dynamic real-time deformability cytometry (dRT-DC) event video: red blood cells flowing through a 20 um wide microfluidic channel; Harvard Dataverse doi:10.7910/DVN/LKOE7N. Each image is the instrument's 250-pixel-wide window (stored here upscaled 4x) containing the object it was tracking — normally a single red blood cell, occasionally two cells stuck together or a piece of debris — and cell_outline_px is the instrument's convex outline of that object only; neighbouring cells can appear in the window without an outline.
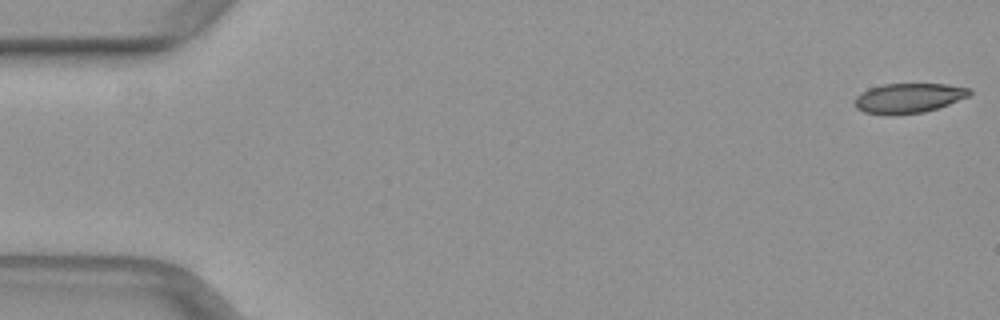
{"species": "common noctule bat (a hibernating species)", "species_latin": "Nyctalus noctula", "temperature_condition": "warm", "stored_images_in_passage": 50, "camera_frame_rate_fps": 3000, "um_per_image_px": 0.085, "animal": {"sex": "female", "body_mass_g": 29.2, "forearm_length_mm": 56.3}, "frame": {"image": 1, "passage_image": 1, "time_ms": 0.0, "image_size_px": [1000, 320], "cell_outline_px": [[972, 92], [968, 96], [948, 104], [924, 112], [892, 116], [864, 112], [856, 108], [852, 104], [856, 96], [860, 92], [868, 88], [884, 84], [948, 84], [968, 88]], "centroid_in_image_um": [77.15, 8.34], "position_along_channel_um": 7.8, "area_um2": 20.11}}
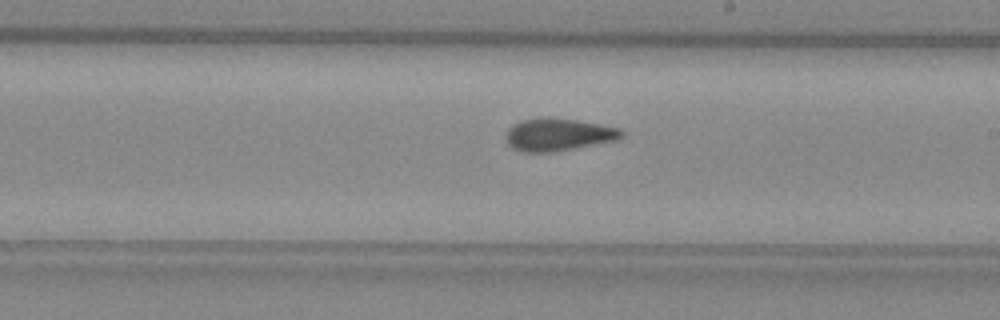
{"frame": {"image": 2, "passage_image": 29, "time_ms": 9.333, "image_size_px": [1000, 320], "cell_outline_px": [[624, 136], [616, 140], [552, 152], [520, 152], [512, 148], [504, 140], [504, 136], [508, 128], [512, 124], [520, 120], [544, 116], [548, 116], [576, 120], [600, 124], [620, 128], [624, 132]], "centroid_in_image_um": [47.39, 11.42], "position_along_channel_um": 241.6, "area_um2": 22.31}}
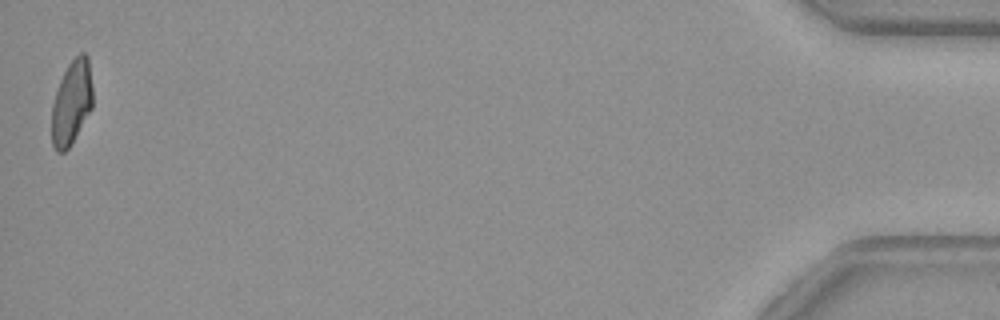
{"frame": {"image": 3, "passage_image": 50, "time_ms": 16.333, "image_size_px": [1000, 320], "cell_outline_px": [[92, 108], [68, 148], [64, 152], [56, 152], [52, 144], [52, 104], [60, 80], [68, 64], [80, 52], [84, 52], [88, 56], [92, 88]], "centroid_in_image_um": [6.08, 8.7], "position_along_channel_um": 429.1, "area_um2": 19.94}}